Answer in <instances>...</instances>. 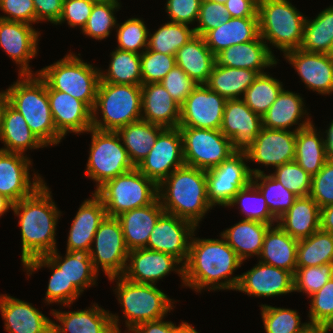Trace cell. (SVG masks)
Instances as JSON below:
<instances>
[{
  "mask_svg": "<svg viewBox=\"0 0 333 333\" xmlns=\"http://www.w3.org/2000/svg\"><path fill=\"white\" fill-rule=\"evenodd\" d=\"M190 240L189 254L183 265L184 286L196 292L204 289L235 290L240 275L231 277L243 262L221 236L220 239Z\"/></svg>",
  "mask_w": 333,
  "mask_h": 333,
  "instance_id": "obj_1",
  "label": "cell"
},
{
  "mask_svg": "<svg viewBox=\"0 0 333 333\" xmlns=\"http://www.w3.org/2000/svg\"><path fill=\"white\" fill-rule=\"evenodd\" d=\"M51 191L42 184L32 195L13 204L21 228V262L47 255L57 249L56 226L61 212L53 202Z\"/></svg>",
  "mask_w": 333,
  "mask_h": 333,
  "instance_id": "obj_2",
  "label": "cell"
},
{
  "mask_svg": "<svg viewBox=\"0 0 333 333\" xmlns=\"http://www.w3.org/2000/svg\"><path fill=\"white\" fill-rule=\"evenodd\" d=\"M158 199L165 213L198 227L213 208L207 196L206 170L183 165L158 184Z\"/></svg>",
  "mask_w": 333,
  "mask_h": 333,
  "instance_id": "obj_3",
  "label": "cell"
},
{
  "mask_svg": "<svg viewBox=\"0 0 333 333\" xmlns=\"http://www.w3.org/2000/svg\"><path fill=\"white\" fill-rule=\"evenodd\" d=\"M6 89L9 104L25 118L31 131L47 147L63 137L57 132L48 98L46 82L38 74L18 75Z\"/></svg>",
  "mask_w": 333,
  "mask_h": 333,
  "instance_id": "obj_4",
  "label": "cell"
},
{
  "mask_svg": "<svg viewBox=\"0 0 333 333\" xmlns=\"http://www.w3.org/2000/svg\"><path fill=\"white\" fill-rule=\"evenodd\" d=\"M98 111L103 121L98 119ZM141 113V85L113 84L100 80L92 110V128L117 131L120 127L140 120Z\"/></svg>",
  "mask_w": 333,
  "mask_h": 333,
  "instance_id": "obj_5",
  "label": "cell"
},
{
  "mask_svg": "<svg viewBox=\"0 0 333 333\" xmlns=\"http://www.w3.org/2000/svg\"><path fill=\"white\" fill-rule=\"evenodd\" d=\"M289 0H258L259 35L283 54L299 49L306 18Z\"/></svg>",
  "mask_w": 333,
  "mask_h": 333,
  "instance_id": "obj_6",
  "label": "cell"
},
{
  "mask_svg": "<svg viewBox=\"0 0 333 333\" xmlns=\"http://www.w3.org/2000/svg\"><path fill=\"white\" fill-rule=\"evenodd\" d=\"M34 74L46 82L47 90L68 93L93 110L100 82L99 68L70 52Z\"/></svg>",
  "mask_w": 333,
  "mask_h": 333,
  "instance_id": "obj_7",
  "label": "cell"
},
{
  "mask_svg": "<svg viewBox=\"0 0 333 333\" xmlns=\"http://www.w3.org/2000/svg\"><path fill=\"white\" fill-rule=\"evenodd\" d=\"M108 280L117 282L114 291L123 308L128 333L139 324L164 318L175 307L174 300L172 302V299L154 284L132 282L123 276Z\"/></svg>",
  "mask_w": 333,
  "mask_h": 333,
  "instance_id": "obj_8",
  "label": "cell"
},
{
  "mask_svg": "<svg viewBox=\"0 0 333 333\" xmlns=\"http://www.w3.org/2000/svg\"><path fill=\"white\" fill-rule=\"evenodd\" d=\"M157 191L158 185L135 167L107 181L94 193L102 200L107 216L117 217L151 204L158 197Z\"/></svg>",
  "mask_w": 333,
  "mask_h": 333,
  "instance_id": "obj_9",
  "label": "cell"
},
{
  "mask_svg": "<svg viewBox=\"0 0 333 333\" xmlns=\"http://www.w3.org/2000/svg\"><path fill=\"white\" fill-rule=\"evenodd\" d=\"M88 132L92 135V141L85 175L96 183V192L107 181L135 167L116 131L91 128Z\"/></svg>",
  "mask_w": 333,
  "mask_h": 333,
  "instance_id": "obj_10",
  "label": "cell"
},
{
  "mask_svg": "<svg viewBox=\"0 0 333 333\" xmlns=\"http://www.w3.org/2000/svg\"><path fill=\"white\" fill-rule=\"evenodd\" d=\"M185 165L208 170L220 165L237 149L220 130L179 127Z\"/></svg>",
  "mask_w": 333,
  "mask_h": 333,
  "instance_id": "obj_11",
  "label": "cell"
},
{
  "mask_svg": "<svg viewBox=\"0 0 333 333\" xmlns=\"http://www.w3.org/2000/svg\"><path fill=\"white\" fill-rule=\"evenodd\" d=\"M89 253L93 268L97 273L101 267L108 279L123 275L129 249L117 217L106 216L101 222L94 235Z\"/></svg>",
  "mask_w": 333,
  "mask_h": 333,
  "instance_id": "obj_12",
  "label": "cell"
},
{
  "mask_svg": "<svg viewBox=\"0 0 333 333\" xmlns=\"http://www.w3.org/2000/svg\"><path fill=\"white\" fill-rule=\"evenodd\" d=\"M244 150H237L220 165L206 170L207 196L212 206L227 207L234 196L252 181Z\"/></svg>",
  "mask_w": 333,
  "mask_h": 333,
  "instance_id": "obj_13",
  "label": "cell"
},
{
  "mask_svg": "<svg viewBox=\"0 0 333 333\" xmlns=\"http://www.w3.org/2000/svg\"><path fill=\"white\" fill-rule=\"evenodd\" d=\"M184 164L183 139L177 127L165 128L158 135L148 155L136 168L158 185Z\"/></svg>",
  "mask_w": 333,
  "mask_h": 333,
  "instance_id": "obj_14",
  "label": "cell"
},
{
  "mask_svg": "<svg viewBox=\"0 0 333 333\" xmlns=\"http://www.w3.org/2000/svg\"><path fill=\"white\" fill-rule=\"evenodd\" d=\"M226 101L206 85H197L180 106L179 127L220 130Z\"/></svg>",
  "mask_w": 333,
  "mask_h": 333,
  "instance_id": "obj_15",
  "label": "cell"
},
{
  "mask_svg": "<svg viewBox=\"0 0 333 333\" xmlns=\"http://www.w3.org/2000/svg\"><path fill=\"white\" fill-rule=\"evenodd\" d=\"M31 161L27 155L0 150V194L13 204L29 197L45 183L40 174L34 173L31 178Z\"/></svg>",
  "mask_w": 333,
  "mask_h": 333,
  "instance_id": "obj_16",
  "label": "cell"
},
{
  "mask_svg": "<svg viewBox=\"0 0 333 333\" xmlns=\"http://www.w3.org/2000/svg\"><path fill=\"white\" fill-rule=\"evenodd\" d=\"M180 264L177 258L163 252L148 248L133 249L129 251L122 276L132 282L156 285L159 279L175 271L184 285V267Z\"/></svg>",
  "mask_w": 333,
  "mask_h": 333,
  "instance_id": "obj_17",
  "label": "cell"
},
{
  "mask_svg": "<svg viewBox=\"0 0 333 333\" xmlns=\"http://www.w3.org/2000/svg\"><path fill=\"white\" fill-rule=\"evenodd\" d=\"M196 226L185 219L164 213L155 224L145 248L163 252L185 264Z\"/></svg>",
  "mask_w": 333,
  "mask_h": 333,
  "instance_id": "obj_18",
  "label": "cell"
},
{
  "mask_svg": "<svg viewBox=\"0 0 333 333\" xmlns=\"http://www.w3.org/2000/svg\"><path fill=\"white\" fill-rule=\"evenodd\" d=\"M296 131L262 128L256 139L244 149L248 160L264 166H281L295 160Z\"/></svg>",
  "mask_w": 333,
  "mask_h": 333,
  "instance_id": "obj_19",
  "label": "cell"
},
{
  "mask_svg": "<svg viewBox=\"0 0 333 333\" xmlns=\"http://www.w3.org/2000/svg\"><path fill=\"white\" fill-rule=\"evenodd\" d=\"M54 318L52 333H121L119 316L110 313L96 303L90 308L71 312L51 310Z\"/></svg>",
  "mask_w": 333,
  "mask_h": 333,
  "instance_id": "obj_20",
  "label": "cell"
},
{
  "mask_svg": "<svg viewBox=\"0 0 333 333\" xmlns=\"http://www.w3.org/2000/svg\"><path fill=\"white\" fill-rule=\"evenodd\" d=\"M249 296L276 297L294 292V275L288 270L258 262L240 275L235 289Z\"/></svg>",
  "mask_w": 333,
  "mask_h": 333,
  "instance_id": "obj_21",
  "label": "cell"
},
{
  "mask_svg": "<svg viewBox=\"0 0 333 333\" xmlns=\"http://www.w3.org/2000/svg\"><path fill=\"white\" fill-rule=\"evenodd\" d=\"M31 24L0 19V47L19 65V74H34L29 62L37 55L40 31Z\"/></svg>",
  "mask_w": 333,
  "mask_h": 333,
  "instance_id": "obj_22",
  "label": "cell"
},
{
  "mask_svg": "<svg viewBox=\"0 0 333 333\" xmlns=\"http://www.w3.org/2000/svg\"><path fill=\"white\" fill-rule=\"evenodd\" d=\"M284 58L309 90L322 95L333 93V59L328 54L299 48L285 52Z\"/></svg>",
  "mask_w": 333,
  "mask_h": 333,
  "instance_id": "obj_23",
  "label": "cell"
},
{
  "mask_svg": "<svg viewBox=\"0 0 333 333\" xmlns=\"http://www.w3.org/2000/svg\"><path fill=\"white\" fill-rule=\"evenodd\" d=\"M263 128L262 117L242 99H227L220 131L237 150L247 148Z\"/></svg>",
  "mask_w": 333,
  "mask_h": 333,
  "instance_id": "obj_24",
  "label": "cell"
},
{
  "mask_svg": "<svg viewBox=\"0 0 333 333\" xmlns=\"http://www.w3.org/2000/svg\"><path fill=\"white\" fill-rule=\"evenodd\" d=\"M48 98L57 132L65 138L68 132L81 134L92 128V110L68 93L48 90Z\"/></svg>",
  "mask_w": 333,
  "mask_h": 333,
  "instance_id": "obj_25",
  "label": "cell"
},
{
  "mask_svg": "<svg viewBox=\"0 0 333 333\" xmlns=\"http://www.w3.org/2000/svg\"><path fill=\"white\" fill-rule=\"evenodd\" d=\"M0 311L9 333H52V320L32 303L0 294Z\"/></svg>",
  "mask_w": 333,
  "mask_h": 333,
  "instance_id": "obj_26",
  "label": "cell"
},
{
  "mask_svg": "<svg viewBox=\"0 0 333 333\" xmlns=\"http://www.w3.org/2000/svg\"><path fill=\"white\" fill-rule=\"evenodd\" d=\"M276 59L260 35L255 40L225 48L216 55L218 65L251 69L258 74L265 73V68L276 66Z\"/></svg>",
  "mask_w": 333,
  "mask_h": 333,
  "instance_id": "obj_27",
  "label": "cell"
},
{
  "mask_svg": "<svg viewBox=\"0 0 333 333\" xmlns=\"http://www.w3.org/2000/svg\"><path fill=\"white\" fill-rule=\"evenodd\" d=\"M91 196L81 204L72 221L66 251H90L94 235L107 216L102 200L94 192Z\"/></svg>",
  "mask_w": 333,
  "mask_h": 333,
  "instance_id": "obj_28",
  "label": "cell"
},
{
  "mask_svg": "<svg viewBox=\"0 0 333 333\" xmlns=\"http://www.w3.org/2000/svg\"><path fill=\"white\" fill-rule=\"evenodd\" d=\"M141 92L142 120L165 128L179 127L180 105L160 82L142 84Z\"/></svg>",
  "mask_w": 333,
  "mask_h": 333,
  "instance_id": "obj_29",
  "label": "cell"
},
{
  "mask_svg": "<svg viewBox=\"0 0 333 333\" xmlns=\"http://www.w3.org/2000/svg\"><path fill=\"white\" fill-rule=\"evenodd\" d=\"M165 213L158 197L149 205L121 213L119 219L127 248H145L158 219Z\"/></svg>",
  "mask_w": 333,
  "mask_h": 333,
  "instance_id": "obj_30",
  "label": "cell"
},
{
  "mask_svg": "<svg viewBox=\"0 0 333 333\" xmlns=\"http://www.w3.org/2000/svg\"><path fill=\"white\" fill-rule=\"evenodd\" d=\"M302 96L295 92L283 90L278 95L275 102L262 116L263 127L266 129L289 130L293 125H298L295 131L303 129L313 123L305 109ZM306 115V117L304 116ZM304 121L299 123L300 119Z\"/></svg>",
  "mask_w": 333,
  "mask_h": 333,
  "instance_id": "obj_31",
  "label": "cell"
},
{
  "mask_svg": "<svg viewBox=\"0 0 333 333\" xmlns=\"http://www.w3.org/2000/svg\"><path fill=\"white\" fill-rule=\"evenodd\" d=\"M176 65L179 66L197 85H205L216 63V56L206 45L203 36H193L177 50Z\"/></svg>",
  "mask_w": 333,
  "mask_h": 333,
  "instance_id": "obj_32",
  "label": "cell"
},
{
  "mask_svg": "<svg viewBox=\"0 0 333 333\" xmlns=\"http://www.w3.org/2000/svg\"><path fill=\"white\" fill-rule=\"evenodd\" d=\"M258 36V17H244L230 18L203 37L208 48L216 56L225 48L255 40Z\"/></svg>",
  "mask_w": 333,
  "mask_h": 333,
  "instance_id": "obj_33",
  "label": "cell"
},
{
  "mask_svg": "<svg viewBox=\"0 0 333 333\" xmlns=\"http://www.w3.org/2000/svg\"><path fill=\"white\" fill-rule=\"evenodd\" d=\"M298 242L299 240L292 238L278 224L275 227L271 225L264 236L259 261L288 270L294 275L297 268Z\"/></svg>",
  "mask_w": 333,
  "mask_h": 333,
  "instance_id": "obj_34",
  "label": "cell"
},
{
  "mask_svg": "<svg viewBox=\"0 0 333 333\" xmlns=\"http://www.w3.org/2000/svg\"><path fill=\"white\" fill-rule=\"evenodd\" d=\"M277 224L292 238H308L320 230V207L310 196L298 197Z\"/></svg>",
  "mask_w": 333,
  "mask_h": 333,
  "instance_id": "obj_35",
  "label": "cell"
},
{
  "mask_svg": "<svg viewBox=\"0 0 333 333\" xmlns=\"http://www.w3.org/2000/svg\"><path fill=\"white\" fill-rule=\"evenodd\" d=\"M271 225L256 220H241L221 232L227 244L236 252L243 262L251 256L259 257L263 247L264 236Z\"/></svg>",
  "mask_w": 333,
  "mask_h": 333,
  "instance_id": "obj_36",
  "label": "cell"
},
{
  "mask_svg": "<svg viewBox=\"0 0 333 333\" xmlns=\"http://www.w3.org/2000/svg\"><path fill=\"white\" fill-rule=\"evenodd\" d=\"M0 141L6 152L20 153L46 147L31 131L22 114L14 109L9 103L4 111Z\"/></svg>",
  "mask_w": 333,
  "mask_h": 333,
  "instance_id": "obj_37",
  "label": "cell"
},
{
  "mask_svg": "<svg viewBox=\"0 0 333 333\" xmlns=\"http://www.w3.org/2000/svg\"><path fill=\"white\" fill-rule=\"evenodd\" d=\"M165 127L138 120L126 126L120 127L116 132L123 141L129 159L134 167H137L148 155L156 142L158 135Z\"/></svg>",
  "mask_w": 333,
  "mask_h": 333,
  "instance_id": "obj_38",
  "label": "cell"
},
{
  "mask_svg": "<svg viewBox=\"0 0 333 333\" xmlns=\"http://www.w3.org/2000/svg\"><path fill=\"white\" fill-rule=\"evenodd\" d=\"M311 125L296 131L295 161L309 175H316L329 159L325 138Z\"/></svg>",
  "mask_w": 333,
  "mask_h": 333,
  "instance_id": "obj_39",
  "label": "cell"
},
{
  "mask_svg": "<svg viewBox=\"0 0 333 333\" xmlns=\"http://www.w3.org/2000/svg\"><path fill=\"white\" fill-rule=\"evenodd\" d=\"M57 249L46 256L64 273L69 284H74L81 292L96 284L98 273L94 270L89 251H66L60 256Z\"/></svg>",
  "mask_w": 333,
  "mask_h": 333,
  "instance_id": "obj_40",
  "label": "cell"
},
{
  "mask_svg": "<svg viewBox=\"0 0 333 333\" xmlns=\"http://www.w3.org/2000/svg\"><path fill=\"white\" fill-rule=\"evenodd\" d=\"M258 75L251 69L230 68L215 63L205 85L226 99H242Z\"/></svg>",
  "mask_w": 333,
  "mask_h": 333,
  "instance_id": "obj_41",
  "label": "cell"
},
{
  "mask_svg": "<svg viewBox=\"0 0 333 333\" xmlns=\"http://www.w3.org/2000/svg\"><path fill=\"white\" fill-rule=\"evenodd\" d=\"M23 266L28 272V276L44 266L51 269L52 274L45 294V303L47 302V304L55 302L60 305L62 304L64 307L69 306L70 308L73 302L82 294L74 284H69L64 273L46 255L33 258Z\"/></svg>",
  "mask_w": 333,
  "mask_h": 333,
  "instance_id": "obj_42",
  "label": "cell"
},
{
  "mask_svg": "<svg viewBox=\"0 0 333 333\" xmlns=\"http://www.w3.org/2000/svg\"><path fill=\"white\" fill-rule=\"evenodd\" d=\"M252 183L264 196L271 214L278 220L298 198L294 193L286 189L271 174L267 175L260 169H251Z\"/></svg>",
  "mask_w": 333,
  "mask_h": 333,
  "instance_id": "obj_43",
  "label": "cell"
},
{
  "mask_svg": "<svg viewBox=\"0 0 333 333\" xmlns=\"http://www.w3.org/2000/svg\"><path fill=\"white\" fill-rule=\"evenodd\" d=\"M110 55L111 60L106 74L100 69L102 82L142 85L140 54L116 48Z\"/></svg>",
  "mask_w": 333,
  "mask_h": 333,
  "instance_id": "obj_44",
  "label": "cell"
},
{
  "mask_svg": "<svg viewBox=\"0 0 333 333\" xmlns=\"http://www.w3.org/2000/svg\"><path fill=\"white\" fill-rule=\"evenodd\" d=\"M333 42V5L321 11L304 25L300 49L307 52L328 53Z\"/></svg>",
  "mask_w": 333,
  "mask_h": 333,
  "instance_id": "obj_45",
  "label": "cell"
},
{
  "mask_svg": "<svg viewBox=\"0 0 333 333\" xmlns=\"http://www.w3.org/2000/svg\"><path fill=\"white\" fill-rule=\"evenodd\" d=\"M296 261L297 268L333 263V233L320 229L299 240Z\"/></svg>",
  "mask_w": 333,
  "mask_h": 333,
  "instance_id": "obj_46",
  "label": "cell"
},
{
  "mask_svg": "<svg viewBox=\"0 0 333 333\" xmlns=\"http://www.w3.org/2000/svg\"><path fill=\"white\" fill-rule=\"evenodd\" d=\"M193 36L194 28L187 24L167 22L153 34H148L147 49L175 56L177 50L185 45Z\"/></svg>",
  "mask_w": 333,
  "mask_h": 333,
  "instance_id": "obj_47",
  "label": "cell"
},
{
  "mask_svg": "<svg viewBox=\"0 0 333 333\" xmlns=\"http://www.w3.org/2000/svg\"><path fill=\"white\" fill-rule=\"evenodd\" d=\"M283 90V84L267 72L259 74L245 91L242 100L261 117L275 102Z\"/></svg>",
  "mask_w": 333,
  "mask_h": 333,
  "instance_id": "obj_48",
  "label": "cell"
},
{
  "mask_svg": "<svg viewBox=\"0 0 333 333\" xmlns=\"http://www.w3.org/2000/svg\"><path fill=\"white\" fill-rule=\"evenodd\" d=\"M237 204L241 206L240 211L245 215L243 220H256L273 226L275 222L277 224V219L269 211L264 196L252 182L240 189L228 207Z\"/></svg>",
  "mask_w": 333,
  "mask_h": 333,
  "instance_id": "obj_49",
  "label": "cell"
},
{
  "mask_svg": "<svg viewBox=\"0 0 333 333\" xmlns=\"http://www.w3.org/2000/svg\"><path fill=\"white\" fill-rule=\"evenodd\" d=\"M119 0H105L96 2L92 12L82 29V33L96 40L106 39L110 35L112 28H116L117 18L114 12L120 9Z\"/></svg>",
  "mask_w": 333,
  "mask_h": 333,
  "instance_id": "obj_50",
  "label": "cell"
},
{
  "mask_svg": "<svg viewBox=\"0 0 333 333\" xmlns=\"http://www.w3.org/2000/svg\"><path fill=\"white\" fill-rule=\"evenodd\" d=\"M261 316L266 333H300L308 324L301 323L296 310L261 305Z\"/></svg>",
  "mask_w": 333,
  "mask_h": 333,
  "instance_id": "obj_51",
  "label": "cell"
},
{
  "mask_svg": "<svg viewBox=\"0 0 333 333\" xmlns=\"http://www.w3.org/2000/svg\"><path fill=\"white\" fill-rule=\"evenodd\" d=\"M116 26L118 49L140 55L147 49L149 31L143 19L129 18Z\"/></svg>",
  "mask_w": 333,
  "mask_h": 333,
  "instance_id": "obj_52",
  "label": "cell"
},
{
  "mask_svg": "<svg viewBox=\"0 0 333 333\" xmlns=\"http://www.w3.org/2000/svg\"><path fill=\"white\" fill-rule=\"evenodd\" d=\"M333 277V263L296 268L294 292H303L308 298L317 293Z\"/></svg>",
  "mask_w": 333,
  "mask_h": 333,
  "instance_id": "obj_53",
  "label": "cell"
},
{
  "mask_svg": "<svg viewBox=\"0 0 333 333\" xmlns=\"http://www.w3.org/2000/svg\"><path fill=\"white\" fill-rule=\"evenodd\" d=\"M271 175L296 196L305 197L310 195L312 176L300 167L295 160L275 167V171Z\"/></svg>",
  "mask_w": 333,
  "mask_h": 333,
  "instance_id": "obj_54",
  "label": "cell"
},
{
  "mask_svg": "<svg viewBox=\"0 0 333 333\" xmlns=\"http://www.w3.org/2000/svg\"><path fill=\"white\" fill-rule=\"evenodd\" d=\"M142 84L160 82L176 65L175 56L146 49L141 55Z\"/></svg>",
  "mask_w": 333,
  "mask_h": 333,
  "instance_id": "obj_55",
  "label": "cell"
},
{
  "mask_svg": "<svg viewBox=\"0 0 333 333\" xmlns=\"http://www.w3.org/2000/svg\"><path fill=\"white\" fill-rule=\"evenodd\" d=\"M310 298L308 323L333 327V277Z\"/></svg>",
  "mask_w": 333,
  "mask_h": 333,
  "instance_id": "obj_56",
  "label": "cell"
},
{
  "mask_svg": "<svg viewBox=\"0 0 333 333\" xmlns=\"http://www.w3.org/2000/svg\"><path fill=\"white\" fill-rule=\"evenodd\" d=\"M225 4L202 0L198 15V25L194 27L195 35L204 36L230 19Z\"/></svg>",
  "mask_w": 333,
  "mask_h": 333,
  "instance_id": "obj_57",
  "label": "cell"
},
{
  "mask_svg": "<svg viewBox=\"0 0 333 333\" xmlns=\"http://www.w3.org/2000/svg\"><path fill=\"white\" fill-rule=\"evenodd\" d=\"M309 196L320 208L333 203V158H329L321 170L312 176Z\"/></svg>",
  "mask_w": 333,
  "mask_h": 333,
  "instance_id": "obj_58",
  "label": "cell"
},
{
  "mask_svg": "<svg viewBox=\"0 0 333 333\" xmlns=\"http://www.w3.org/2000/svg\"><path fill=\"white\" fill-rule=\"evenodd\" d=\"M160 83L180 106L197 86V83L177 65L170 70Z\"/></svg>",
  "mask_w": 333,
  "mask_h": 333,
  "instance_id": "obj_59",
  "label": "cell"
},
{
  "mask_svg": "<svg viewBox=\"0 0 333 333\" xmlns=\"http://www.w3.org/2000/svg\"><path fill=\"white\" fill-rule=\"evenodd\" d=\"M95 3L93 0H63L62 13L55 25L67 21L70 27L75 28L78 26L82 30Z\"/></svg>",
  "mask_w": 333,
  "mask_h": 333,
  "instance_id": "obj_60",
  "label": "cell"
},
{
  "mask_svg": "<svg viewBox=\"0 0 333 333\" xmlns=\"http://www.w3.org/2000/svg\"><path fill=\"white\" fill-rule=\"evenodd\" d=\"M0 9L4 13V16H0V19L31 25L36 23L33 0H0ZM5 13L8 16H5Z\"/></svg>",
  "mask_w": 333,
  "mask_h": 333,
  "instance_id": "obj_61",
  "label": "cell"
},
{
  "mask_svg": "<svg viewBox=\"0 0 333 333\" xmlns=\"http://www.w3.org/2000/svg\"><path fill=\"white\" fill-rule=\"evenodd\" d=\"M202 0H167L166 12L170 22L193 24L197 22Z\"/></svg>",
  "mask_w": 333,
  "mask_h": 333,
  "instance_id": "obj_62",
  "label": "cell"
},
{
  "mask_svg": "<svg viewBox=\"0 0 333 333\" xmlns=\"http://www.w3.org/2000/svg\"><path fill=\"white\" fill-rule=\"evenodd\" d=\"M36 23L50 21L56 24L62 13L63 0H33Z\"/></svg>",
  "mask_w": 333,
  "mask_h": 333,
  "instance_id": "obj_63",
  "label": "cell"
},
{
  "mask_svg": "<svg viewBox=\"0 0 333 333\" xmlns=\"http://www.w3.org/2000/svg\"><path fill=\"white\" fill-rule=\"evenodd\" d=\"M225 7L231 18L258 17V0H227Z\"/></svg>",
  "mask_w": 333,
  "mask_h": 333,
  "instance_id": "obj_64",
  "label": "cell"
},
{
  "mask_svg": "<svg viewBox=\"0 0 333 333\" xmlns=\"http://www.w3.org/2000/svg\"><path fill=\"white\" fill-rule=\"evenodd\" d=\"M162 319L144 322L136 326L129 333H177L178 326L174 325L173 322L164 321Z\"/></svg>",
  "mask_w": 333,
  "mask_h": 333,
  "instance_id": "obj_65",
  "label": "cell"
},
{
  "mask_svg": "<svg viewBox=\"0 0 333 333\" xmlns=\"http://www.w3.org/2000/svg\"><path fill=\"white\" fill-rule=\"evenodd\" d=\"M320 229L333 233V203L320 208Z\"/></svg>",
  "mask_w": 333,
  "mask_h": 333,
  "instance_id": "obj_66",
  "label": "cell"
},
{
  "mask_svg": "<svg viewBox=\"0 0 333 333\" xmlns=\"http://www.w3.org/2000/svg\"><path fill=\"white\" fill-rule=\"evenodd\" d=\"M330 330H333V327L329 325L308 323L300 333H328Z\"/></svg>",
  "mask_w": 333,
  "mask_h": 333,
  "instance_id": "obj_67",
  "label": "cell"
},
{
  "mask_svg": "<svg viewBox=\"0 0 333 333\" xmlns=\"http://www.w3.org/2000/svg\"><path fill=\"white\" fill-rule=\"evenodd\" d=\"M330 126L325 131L326 134V149L329 155V158H333V120L329 124Z\"/></svg>",
  "mask_w": 333,
  "mask_h": 333,
  "instance_id": "obj_68",
  "label": "cell"
},
{
  "mask_svg": "<svg viewBox=\"0 0 333 333\" xmlns=\"http://www.w3.org/2000/svg\"><path fill=\"white\" fill-rule=\"evenodd\" d=\"M8 103L6 91H0V135L2 131L3 115Z\"/></svg>",
  "mask_w": 333,
  "mask_h": 333,
  "instance_id": "obj_69",
  "label": "cell"
},
{
  "mask_svg": "<svg viewBox=\"0 0 333 333\" xmlns=\"http://www.w3.org/2000/svg\"><path fill=\"white\" fill-rule=\"evenodd\" d=\"M13 203L6 198L4 195L0 194V217L8 212L9 209L12 210Z\"/></svg>",
  "mask_w": 333,
  "mask_h": 333,
  "instance_id": "obj_70",
  "label": "cell"
},
{
  "mask_svg": "<svg viewBox=\"0 0 333 333\" xmlns=\"http://www.w3.org/2000/svg\"><path fill=\"white\" fill-rule=\"evenodd\" d=\"M177 333H199L192 327L191 324L187 322H181L180 325H178V332Z\"/></svg>",
  "mask_w": 333,
  "mask_h": 333,
  "instance_id": "obj_71",
  "label": "cell"
},
{
  "mask_svg": "<svg viewBox=\"0 0 333 333\" xmlns=\"http://www.w3.org/2000/svg\"><path fill=\"white\" fill-rule=\"evenodd\" d=\"M327 54L333 59V42Z\"/></svg>",
  "mask_w": 333,
  "mask_h": 333,
  "instance_id": "obj_72",
  "label": "cell"
},
{
  "mask_svg": "<svg viewBox=\"0 0 333 333\" xmlns=\"http://www.w3.org/2000/svg\"><path fill=\"white\" fill-rule=\"evenodd\" d=\"M209 1L221 4H225L227 2V0H209Z\"/></svg>",
  "mask_w": 333,
  "mask_h": 333,
  "instance_id": "obj_73",
  "label": "cell"
},
{
  "mask_svg": "<svg viewBox=\"0 0 333 333\" xmlns=\"http://www.w3.org/2000/svg\"><path fill=\"white\" fill-rule=\"evenodd\" d=\"M93 1H95V2H101V1H105V0H93Z\"/></svg>",
  "mask_w": 333,
  "mask_h": 333,
  "instance_id": "obj_74",
  "label": "cell"
}]
</instances>
